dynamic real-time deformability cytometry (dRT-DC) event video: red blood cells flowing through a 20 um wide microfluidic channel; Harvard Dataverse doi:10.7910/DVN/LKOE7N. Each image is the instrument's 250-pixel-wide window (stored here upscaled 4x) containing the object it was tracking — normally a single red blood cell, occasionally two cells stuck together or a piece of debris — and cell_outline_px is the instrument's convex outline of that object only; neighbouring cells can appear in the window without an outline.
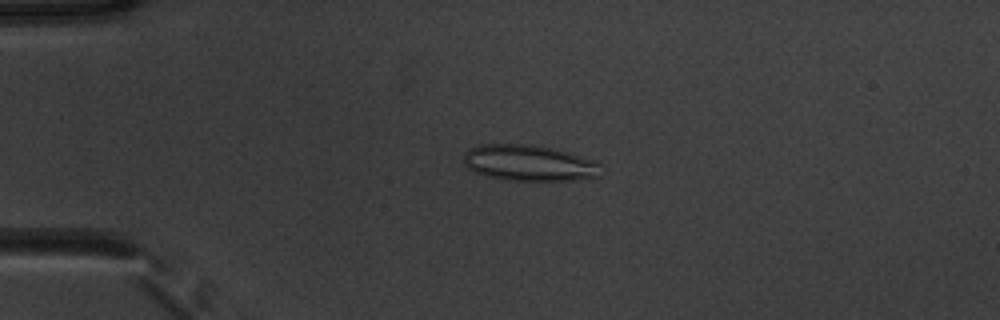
{"species": "common noctule bat (a hibernating species)", "species_latin": "Nyctalus noctula", "temperature_condition": "warm", "stored_images_in_passage": 44, "camera_frame_rate_fps": 3000, "um_per_image_px": 0.085, "animal": {"sex": "male", "body_mass_g": 20.1, "forearm_length_mm": 53.5}, "frame": {"image": 1, "passage_image": 4, "time_ms": 1.0, "image_size_px": [1000, 320], "cell_outline_px": [[600, 176], [580, 180], [508, 180], [488, 176], [476, 172], [468, 168], [464, 164], [464, 152], [468, 148], [480, 144], [532, 144], [596, 160], [600, 164]], "centroid_in_image_um": [44.96, 13.85], "position_along_channel_um": 40.0, "area_um2": 28.73}}
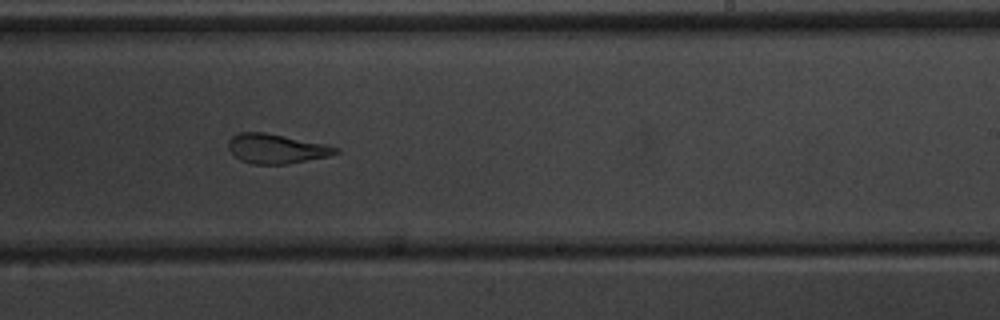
{"frame": {"image": 2, "passage_image": 24, "time_ms": 7.667, "image_size_px": [1000, 320], "cell_outline_px": [[340, 152], [328, 156], [284, 164], [252, 164], [240, 160], [228, 148], [228, 140], [232, 136], [240, 132], [264, 132], [324, 144], [340, 148]], "centroid_in_image_um": [23.46, 12.63], "position_along_channel_um": 265.5, "area_um2": 18.21}}
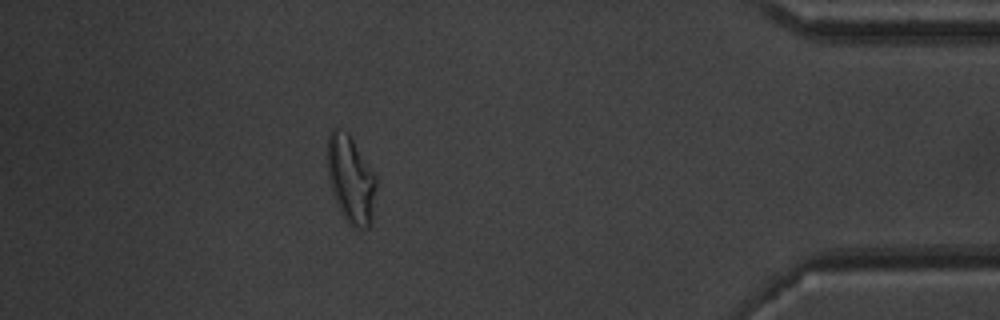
{"frame": {"image": 3, "passage_image": 38, "time_ms": 12.333, "image_size_px": [1000, 320], "cell_outline_px": [[376, 184], [372, 224], [368, 228], [352, 228], [348, 224], [340, 212], [328, 176], [328, 136], [332, 128], [336, 128], [348, 132], [376, 176]], "centroid_in_image_um": [29.84, 15.28], "position_along_channel_um": 405.4, "area_um2": 24.8}, "authors_computed_cell_mechanics": {"area_um2": 21.2704, "velocity_mm_per_s": 3.887, "shape_relaxation_time_tau1_ms": null, "shape_relaxation_time_tau2_ms": 1.7315, "deformation_change_tau1": null, "deformation_change_tau2": 0.1036}}